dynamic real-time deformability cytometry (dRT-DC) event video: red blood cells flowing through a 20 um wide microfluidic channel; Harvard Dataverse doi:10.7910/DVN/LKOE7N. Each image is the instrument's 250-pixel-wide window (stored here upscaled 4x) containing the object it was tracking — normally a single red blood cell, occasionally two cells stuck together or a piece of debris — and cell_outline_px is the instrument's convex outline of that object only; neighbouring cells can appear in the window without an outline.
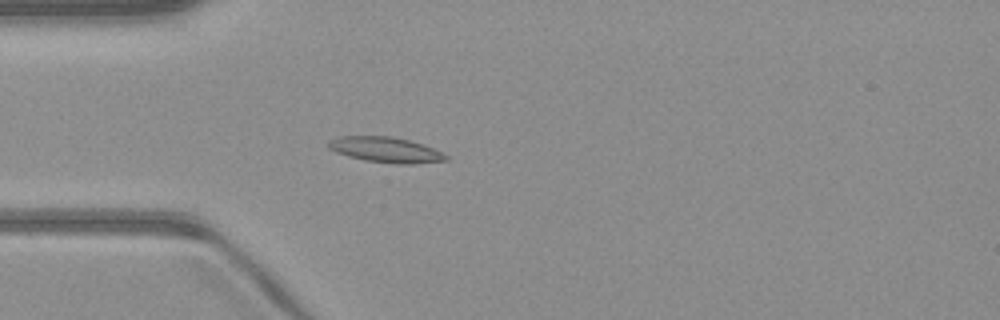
{"species": "common noctule bat (a hibernating species)", "species_latin": "Nyctalus noctula", "temperature_condition": "warm", "stored_images_in_passage": 50, "camera_frame_rate_fps": 3000, "um_per_image_px": 0.085, "animal": {"sex": "male", "body_mass_g": 23.1, "forearm_length_mm": 52.7}, "frame": {"image": 1, "passage_image": 14, "time_ms": 4.333, "image_size_px": [1000, 320], "cell_outline_px": [[448, 160], [412, 164], [396, 164], [364, 160], [348, 156], [336, 152], [328, 148], [328, 140], [340, 136], [392, 136], [424, 144], [448, 156]], "centroid_in_image_um": [32.76, 12.73], "position_along_channel_um": 52.2, "area_um2": 17.4}}
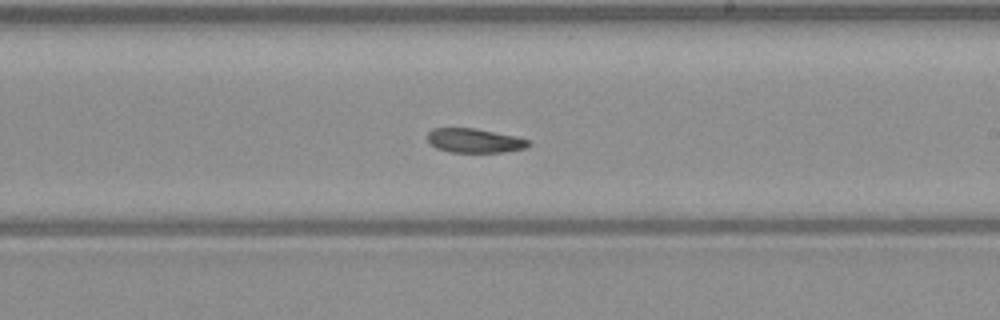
{"frame": {"image": 2, "passage_image": 29, "time_ms": 9.333, "image_size_px": [1000, 320], "cell_outline_px": [[532, 144], [528, 148], [504, 152], [448, 152], [436, 148], [428, 140], [428, 132], [432, 128], [476, 128], [516, 136], [532, 140]], "centroid_in_image_um": [40.4, 11.95], "position_along_channel_um": 248.6, "area_um2": 14.51}}
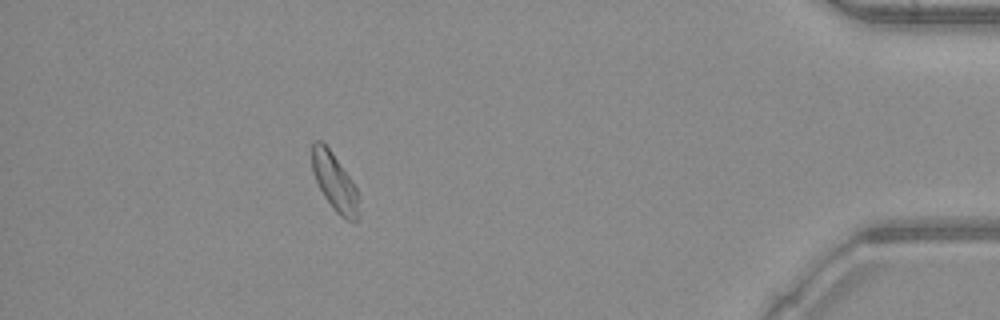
{"frame": {"image": 3, "passage_image": 45, "time_ms": 14.667, "image_size_px": [1000, 320], "cell_outline_px": [[360, 216], [356, 220], [348, 220], [340, 216], [332, 208], [324, 196], [312, 172], [312, 140], [320, 140], [332, 152], [352, 180], [356, 188]], "centroid_in_image_um": [28.44, 15.47], "position_along_channel_um": 406.8, "area_um2": 15.61}, "authors_computed_cell_mechanics": {"area_um2": 15.7505, "velocity_mm_per_s": 4.0657, "shape_relaxation_time_tau1_ms": 6.6149, "shape_relaxation_time_tau2_ms": null, "deformation_change_tau1": 0.156, "deformation_change_tau2": null}}